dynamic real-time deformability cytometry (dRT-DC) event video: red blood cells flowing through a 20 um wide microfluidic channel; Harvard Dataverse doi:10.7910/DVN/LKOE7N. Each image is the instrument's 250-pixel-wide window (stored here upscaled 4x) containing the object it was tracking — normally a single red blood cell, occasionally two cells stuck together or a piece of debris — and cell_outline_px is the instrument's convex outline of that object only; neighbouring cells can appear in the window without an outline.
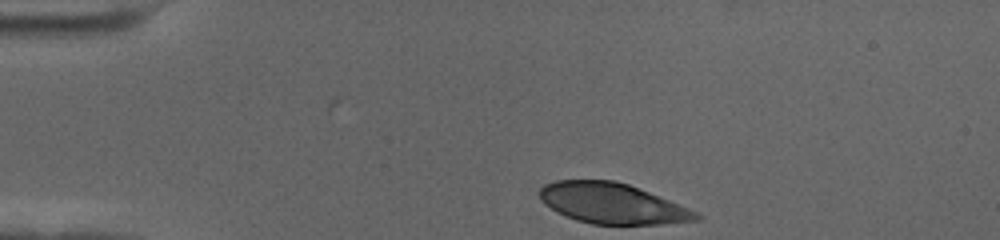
{"species": "human", "species_latin": "Homo sapiens", "temperature_condition": "cold", "stored_images_in_passage": 38, "camera_frame_rate_fps": 3000, "um_per_image_px": 0.085, "donor": {"sex": "female"}, "frame": {"image": 1, "passage_image": 1, "time_ms": 0.0, "image_size_px": [1000, 240], "cell_outline_px": [[704, 216], [700, 220], [660, 224], [592, 224], [576, 220], [556, 212], [544, 204], [540, 200], [540, 188], [544, 184], [556, 180], [616, 180], [628, 184], [688, 208]], "centroid_in_image_um": [52.01, 17.29], "position_along_channel_um": 33.0, "area_um2": 36.82}}
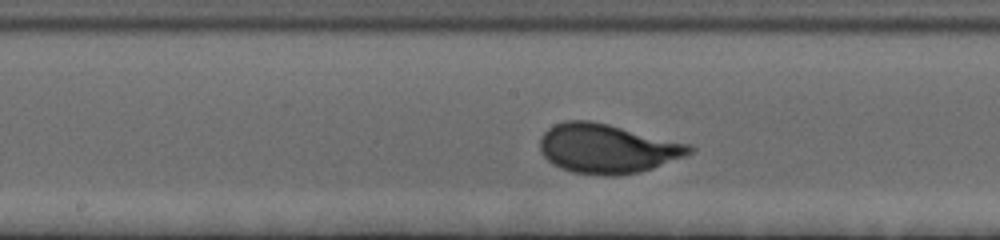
{"frame": {"image": 2, "passage_image": 20, "time_ms": 6.333, "image_size_px": [1000, 240], "cell_outline_px": [[696, 148], [692, 152], [684, 156], [652, 168], [640, 172], [616, 176], [604, 176], [572, 172], [560, 168], [552, 164], [540, 152], [540, 140], [544, 132], [548, 128], [564, 120], [588, 120], [608, 124], [692, 144]], "centroid_in_image_um": [51.61, 12.63], "position_along_channel_um": 196.6, "area_um2": 43.12}}
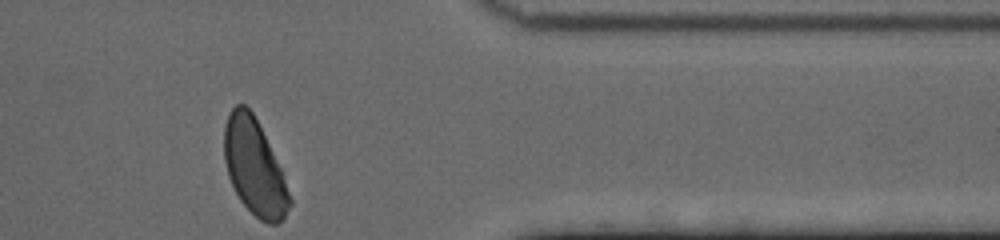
{"frame": {"image": 3, "passage_image": 38, "time_ms": 12.333, "image_size_px": [1000, 240], "cell_outline_px": [[292, 204], [284, 220], [276, 224], [268, 224], [260, 220], [240, 200], [228, 176], [224, 160], [224, 124], [228, 112], [236, 104], [244, 104], [252, 112], [280, 168], [292, 200]], "centroid_in_image_um": [21.61, 14.24], "position_along_channel_um": 389.8, "area_um2": 36.18}, "authors_computed_cell_mechanics": {"area_um2": 40.4889, "velocity_mm_per_s": 3.4644, "shape_relaxation_time_tau1_ms": 3.4693, "shape_relaxation_time_tau2_ms": null, "deformation_change_tau1": 0.1563, "deformation_change_tau2": null}}